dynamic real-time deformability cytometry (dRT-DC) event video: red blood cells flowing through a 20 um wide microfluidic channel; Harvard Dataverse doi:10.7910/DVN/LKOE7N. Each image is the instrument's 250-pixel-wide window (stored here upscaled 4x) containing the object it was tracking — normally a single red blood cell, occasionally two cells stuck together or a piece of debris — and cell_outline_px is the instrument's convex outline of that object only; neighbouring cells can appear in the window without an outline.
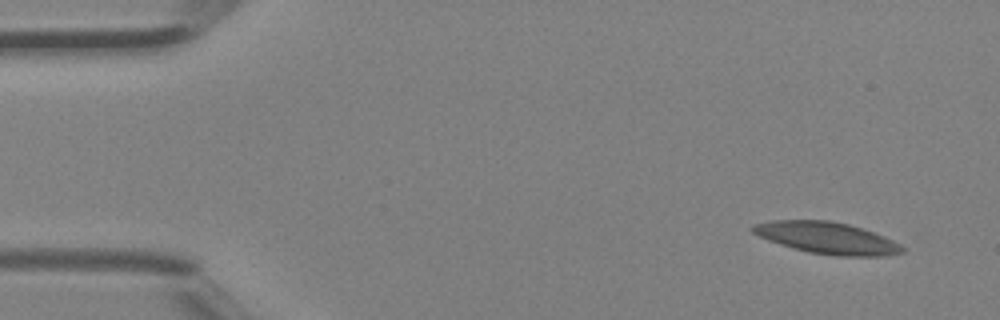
{"species": "Egyptian fruit bat (a non-hibernating species)", "species_latin": "Rousettus aegyptiacus", "temperature_condition": "room temperature", "stored_images_in_passage": 3, "camera_frame_rate_fps": 3000, "um_per_image_px": 0.085, "animal": {"sex": "female"}, "frame": {"image": 1, "passage_image": 1, "time_ms": 0.0, "image_size_px": [1000, 320], "cell_outline_px": [[904, 252], [884, 256], [836, 256], [808, 252], [780, 244], [768, 240], [752, 232], [748, 228], [752, 224], [772, 220], [828, 220], [848, 224], [884, 236], [900, 244], [904, 248]], "centroid_in_image_um": [70.26, 20.22], "position_along_channel_um": 14.7, "area_um2": 27.57}}
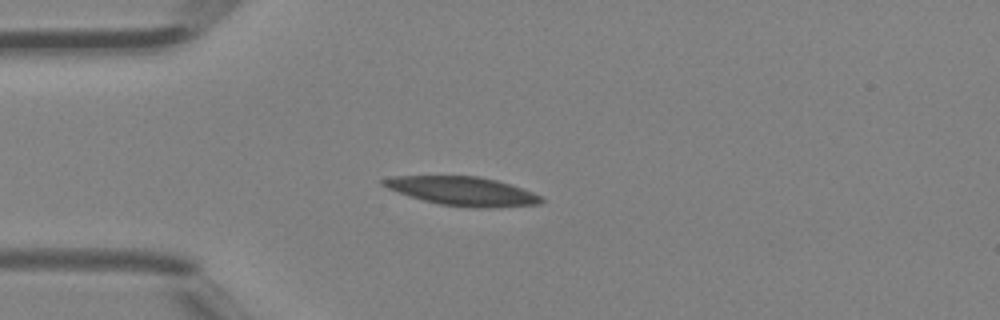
{"frame": {"image": 2, "passage_image": 3, "time_ms": 0.667, "image_size_px": [1000, 320], "cell_outline_px": [[544, 200], [540, 204], [496, 208], [472, 208], [440, 204], [408, 196], [388, 188], [380, 184], [380, 180], [392, 176], [480, 176], [496, 180], [532, 192], [540, 196]], "centroid_in_image_um": [39.3, 16.25], "position_along_channel_um": 45.7, "area_um2": 26.53}}